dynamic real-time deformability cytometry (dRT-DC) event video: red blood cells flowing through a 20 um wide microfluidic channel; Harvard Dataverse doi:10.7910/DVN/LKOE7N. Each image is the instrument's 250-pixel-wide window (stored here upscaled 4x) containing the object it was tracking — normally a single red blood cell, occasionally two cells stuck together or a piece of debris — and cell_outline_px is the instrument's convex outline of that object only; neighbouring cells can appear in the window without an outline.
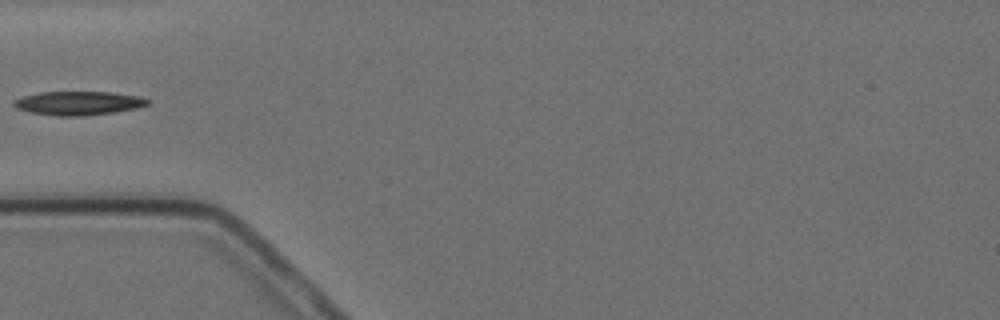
{"species": "Egyptian fruit bat (a non-hibernating species)", "species_latin": "Rousettus aegyptiacus", "temperature_condition": "cold", "stored_images_in_passage": 5, "segment_of_instrument_passage": [2, 2], "camera_frame_rate_fps": 3000, "um_per_image_px": 0.085, "animal": {"sex": "female"}, "frame": {"image": 1, "passage_image": 5, "time_ms": 5.667, "image_size_px": [1000, 320], "cell_outline_px": [[152, 104], [136, 108], [112, 112], [84, 116], [56, 116], [28, 112], [16, 108], [12, 104], [12, 100], [24, 96], [40, 92], [112, 92], [140, 96], [152, 100]], "centroid_in_image_um": [6.68, 8.77], "position_along_channel_um": 78.3, "area_um2": 18.79}}